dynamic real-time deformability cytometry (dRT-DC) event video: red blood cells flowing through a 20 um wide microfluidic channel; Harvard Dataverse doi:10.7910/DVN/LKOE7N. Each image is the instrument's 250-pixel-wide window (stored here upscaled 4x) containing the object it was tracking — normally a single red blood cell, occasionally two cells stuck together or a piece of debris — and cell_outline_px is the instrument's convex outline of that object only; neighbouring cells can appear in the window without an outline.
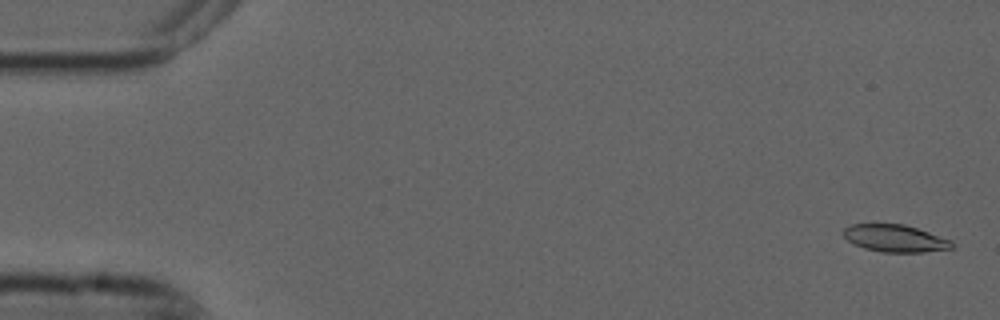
{"species": "common noctule bat (a hibernating species)", "species_latin": "Nyctalus noctula", "temperature_condition": "cold", "stored_images_in_passage": 7, "camera_frame_rate_fps": 3000, "um_per_image_px": 0.085, "animal": {"sex": "male", "forearm_length_mm": 52.5}, "frame": {"image": 1, "passage_image": 1, "time_ms": 0.0, "image_size_px": [1000, 320], "cell_outline_px": [[956, 244], [952, 248], [924, 252], [880, 252], [864, 248], [848, 240], [840, 232], [844, 228], [852, 224], [904, 224], [952, 240]], "centroid_in_image_um": [76.08, 20.26], "position_along_channel_um": 8.9, "area_um2": 17.22}}
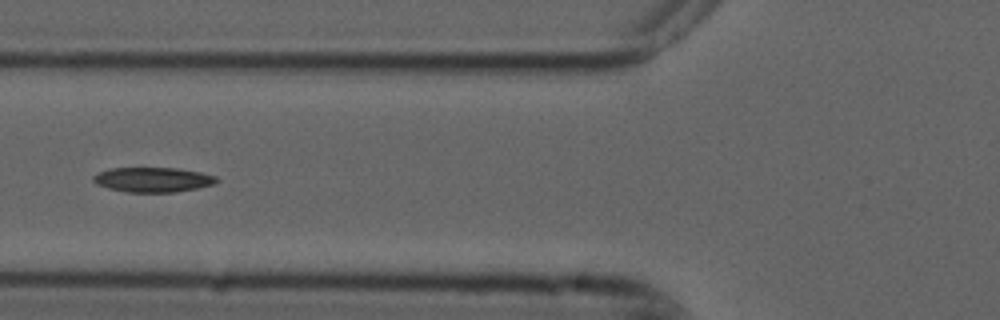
{"frame": {"image": 2, "passage_image": 5, "time_ms": 1.333, "image_size_px": [1000, 320], "cell_outline_px": [[220, 180], [216, 184], [176, 192], [128, 192], [108, 188], [96, 184], [92, 180], [92, 176], [96, 172], [108, 168], [176, 168], [200, 172], [216, 176]], "centroid_in_image_um": [12.98, 15.27], "position_along_channel_um": 112.8, "area_um2": 17.98}}
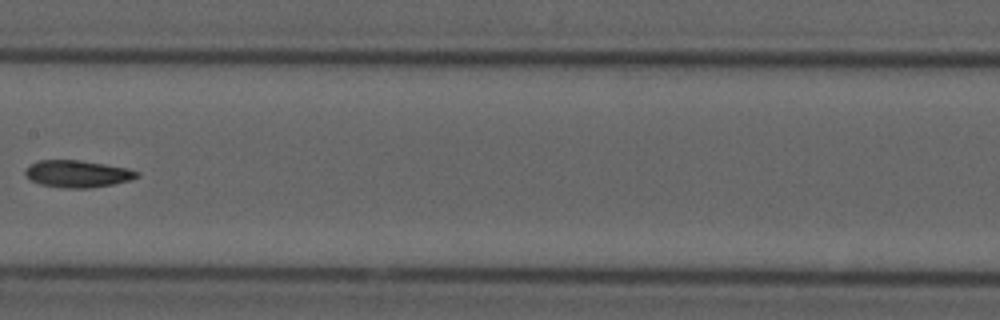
{"frame": {"image": 3, "passage_image": 7, "time_ms": 2.0, "image_size_px": [1000, 320], "cell_outline_px": [[140, 176], [132, 180], [92, 188], [68, 188], [40, 184], [32, 180], [24, 172], [32, 164], [40, 160], [80, 160], [128, 168], [140, 172]], "centroid_in_image_um": [6.66, 14.77], "position_along_channel_um": 200.7, "area_um2": 17.46}}